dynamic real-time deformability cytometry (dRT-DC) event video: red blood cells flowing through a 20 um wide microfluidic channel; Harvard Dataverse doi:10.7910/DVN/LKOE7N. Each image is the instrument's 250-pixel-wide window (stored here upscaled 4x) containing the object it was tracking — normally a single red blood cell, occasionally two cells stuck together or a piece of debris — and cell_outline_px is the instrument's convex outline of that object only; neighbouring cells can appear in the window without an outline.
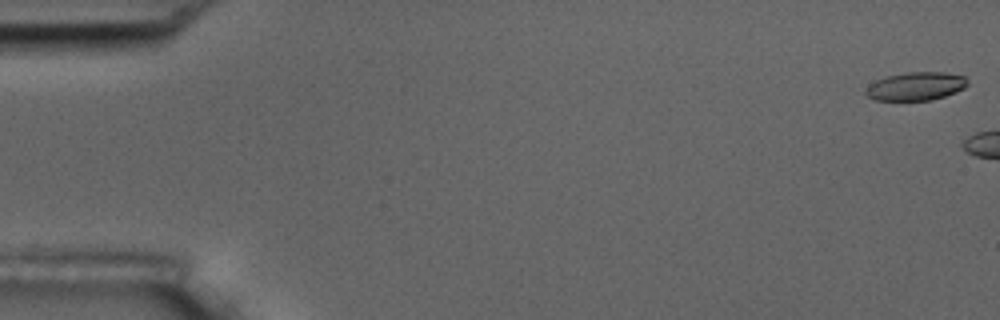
{"species": "common noctule bat (a hibernating species)", "species_latin": "Nyctalus noctula", "temperature_condition": "room temperature", "stored_images_in_passage": 5, "camera_frame_rate_fps": 3000, "um_per_image_px": 0.085, "animal": {"sex": "male", "body_mass_g": 17.5, "forearm_length_mm": 52.3}, "frame": {"image": 1, "passage_image": 1, "time_ms": 0.0, "image_size_px": [1000, 320], "cell_outline_px": [[968, 84], [964, 88], [956, 92], [932, 100], [876, 100], [868, 96], [864, 92], [868, 84], [876, 80], [888, 76], [908, 72], [944, 72], [964, 76], [968, 80]], "centroid_in_image_um": [77.85, 7.33], "position_along_channel_um": 7.1, "area_um2": 16.76}}